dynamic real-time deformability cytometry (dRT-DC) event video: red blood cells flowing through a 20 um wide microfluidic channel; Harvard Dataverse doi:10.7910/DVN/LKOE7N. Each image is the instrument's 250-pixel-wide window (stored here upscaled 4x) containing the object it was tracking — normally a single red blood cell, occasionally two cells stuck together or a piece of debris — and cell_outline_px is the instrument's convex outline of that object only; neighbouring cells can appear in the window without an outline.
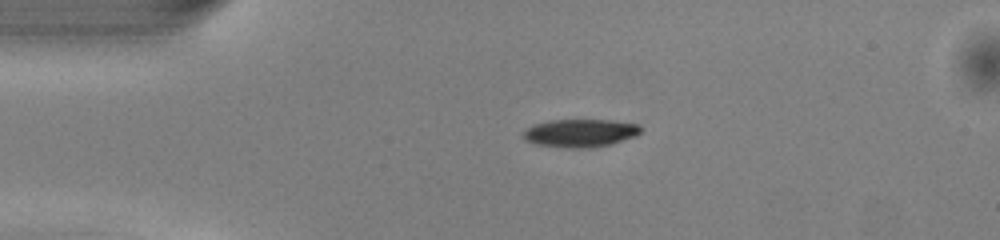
{"species": "common noctule bat (a hibernating species)", "species_latin": "Nyctalus noctula", "temperature_condition": "warm", "stored_images_in_passage": 40, "camera_frame_rate_fps": 3000, "um_per_image_px": 0.085, "animal": {"sex": "male", "body_mass_g": 13.0, "forearm_length_mm": 53.1}, "frame": {"image": 1, "passage_image": 1, "time_ms": 0.0, "image_size_px": [1000, 240], "cell_outline_px": [[640, 132], [636, 136], [612, 144], [588, 148], [564, 148], [536, 144], [524, 140], [520, 136], [532, 124], [548, 120], [608, 120], [636, 124], [640, 128]], "centroid_in_image_um": [49.26, 11.32], "position_along_channel_um": 35.7, "area_um2": 19.25}}
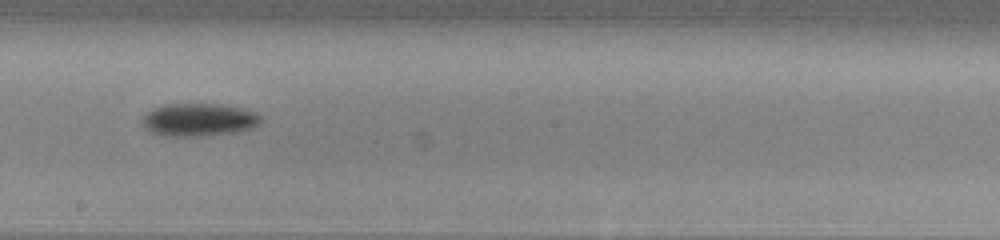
{"frame": {"image": 2, "passage_image": 18, "time_ms": 5.667, "image_size_px": [1000, 240], "cell_outline_px": [[260, 124], [252, 128], [236, 132], [200, 136], [164, 136], [152, 132], [144, 128], [140, 120], [152, 108], [164, 104], [220, 104], [244, 108], [256, 112], [260, 116]], "centroid_in_image_um": [16.89, 10.17], "position_along_channel_um": 231.3, "area_um2": 22.89}}
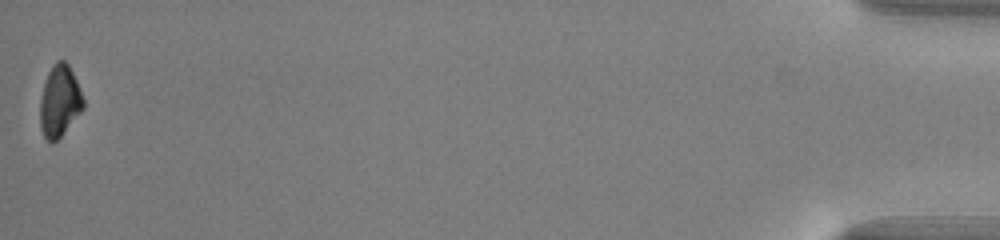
{"frame": {"image": 3, "passage_image": 40, "time_ms": 13.0, "image_size_px": [1000, 240], "cell_outline_px": [[84, 108], [60, 136], [56, 140], [48, 140], [44, 136], [40, 128], [40, 100], [44, 84], [48, 72], [52, 64], [56, 60], [64, 60], [68, 64], [76, 80], [84, 100]], "centroid_in_image_um": [5.06, 8.56], "position_along_channel_um": 430.1, "area_um2": 17.74}, "authors_computed_cell_mechanics": {"area_um2": 20.3745, "velocity_mm_per_s": 4.1015, "shape_relaxation_time_tau1_ms": 1.8141, "shape_relaxation_time_tau2_ms": null, "deformation_change_tau1": 0.0929, "deformation_change_tau2": null}}